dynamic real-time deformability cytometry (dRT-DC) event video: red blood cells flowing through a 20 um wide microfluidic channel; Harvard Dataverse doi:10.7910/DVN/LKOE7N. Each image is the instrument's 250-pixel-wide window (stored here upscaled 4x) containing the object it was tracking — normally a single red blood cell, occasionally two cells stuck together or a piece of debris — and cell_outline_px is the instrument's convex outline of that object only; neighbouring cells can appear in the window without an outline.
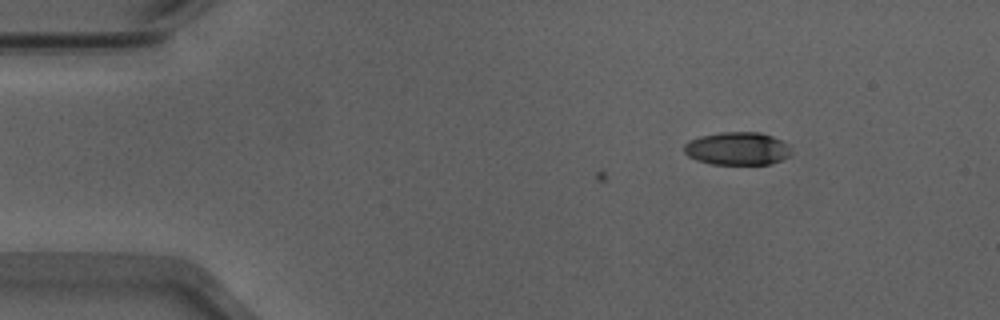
{"species": "Egyptian fruit bat (a non-hibernating species)", "species_latin": "Rousettus aegyptiacus", "temperature_condition": "warm", "stored_images_in_passage": 10, "camera_frame_rate_fps": 3000, "um_per_image_px": 0.085, "animal": {"sex": "male"}, "frame": {"image": 1, "passage_image": 1, "time_ms": 0.0, "image_size_px": [1000, 320], "cell_outline_px": [[792, 156], [784, 160], [772, 164], [712, 164], [696, 160], [688, 156], [684, 152], [684, 144], [688, 140], [700, 136], [720, 132], [760, 132], [772, 136], [788, 144], [792, 152]], "centroid_in_image_um": [62.7, 12.63], "position_along_channel_um": 22.3, "area_um2": 20.92}}